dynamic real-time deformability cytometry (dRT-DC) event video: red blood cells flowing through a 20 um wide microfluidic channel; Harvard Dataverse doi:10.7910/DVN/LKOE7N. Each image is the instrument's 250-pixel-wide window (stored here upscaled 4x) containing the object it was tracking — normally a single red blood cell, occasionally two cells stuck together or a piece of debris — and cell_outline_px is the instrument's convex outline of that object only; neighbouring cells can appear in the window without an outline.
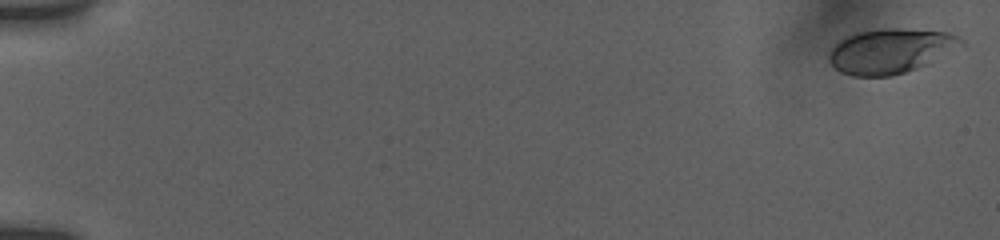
{"species": "human", "species_latin": "Homo sapiens", "temperature_condition": "room temperature", "stored_images_in_passage": 33, "camera_frame_rate_fps": 3000, "um_per_image_px": 0.085, "donor": {"sex": "female"}, "frame": {"image": 1, "passage_image": 1, "time_ms": 0.0, "image_size_px": [1000, 240], "cell_outline_px": [[964, 44], [916, 68], [892, 76], [852, 76], [840, 72], [828, 60], [828, 56], [832, 48], [840, 40], [856, 32], [880, 28], [900, 28], [948, 32], [960, 36], [964, 40]], "centroid_in_image_um": [75.66, 4.31], "position_along_channel_um": 9.3, "area_um2": 34.1}}
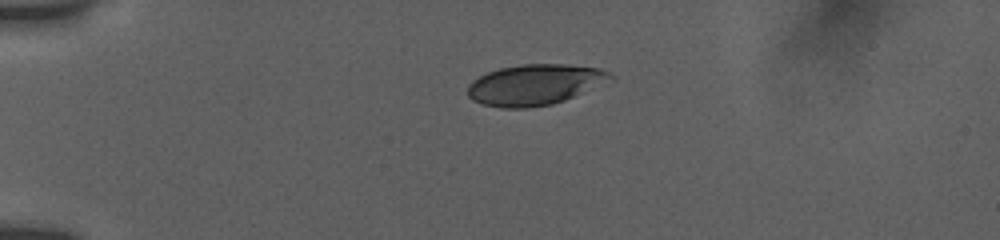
{"frame": {"image": 2, "passage_image": 24, "time_ms": 4.333, "image_size_px": [1000, 240], "cell_outline_px": [[616, 76], [564, 100], [552, 104], [528, 108], [500, 108], [480, 104], [472, 100], [468, 96], [468, 84], [472, 80], [488, 72], [500, 68], [524, 64], [564, 64], [600, 68]], "centroid_in_image_um": [45.38, 7.2], "position_along_channel_um": 39.6, "area_um2": 33.52}}